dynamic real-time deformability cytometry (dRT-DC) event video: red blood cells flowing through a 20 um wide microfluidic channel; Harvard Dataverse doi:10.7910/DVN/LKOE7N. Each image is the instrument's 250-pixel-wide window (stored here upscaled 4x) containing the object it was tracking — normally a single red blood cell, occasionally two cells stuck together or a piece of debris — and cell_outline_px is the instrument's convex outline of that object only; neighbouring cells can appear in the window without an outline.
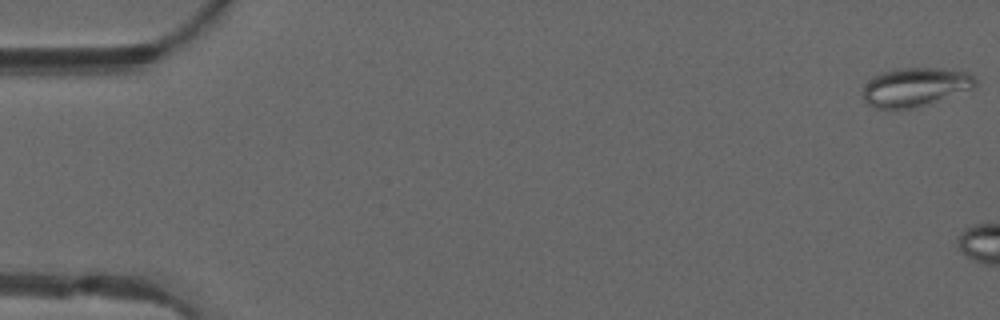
{"species": "common noctule bat (a hibernating species)", "species_latin": "Nyctalus noctula", "temperature_condition": "warm", "stored_images_in_passage": 9, "camera_frame_rate_fps": 3000, "um_per_image_px": 0.085, "animal": {"sex": "male", "forearm_length_mm": 52.5}, "frame": {"image": 1, "passage_image": 1, "time_ms": 0.0, "image_size_px": [1000, 320], "cell_outline_px": [[976, 84], [968, 88], [916, 108], [876, 108], [868, 104], [864, 100], [864, 88], [868, 80], [872, 76], [880, 72], [900, 68], [940, 68], [968, 72], [976, 80]], "centroid_in_image_um": [77.71, 7.37], "position_along_channel_um": 7.3, "area_um2": 24.8}}